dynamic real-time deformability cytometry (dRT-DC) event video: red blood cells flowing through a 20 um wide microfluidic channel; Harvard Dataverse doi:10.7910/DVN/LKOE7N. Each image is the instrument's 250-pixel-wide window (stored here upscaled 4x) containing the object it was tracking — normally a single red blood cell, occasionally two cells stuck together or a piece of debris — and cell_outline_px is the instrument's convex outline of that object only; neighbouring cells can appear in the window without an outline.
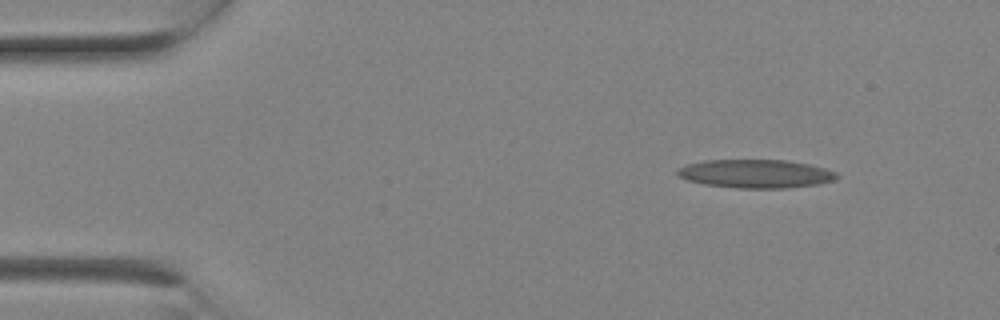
{"species": "Egyptian fruit bat (a non-hibernating species)", "species_latin": "Rousettus aegyptiacus", "temperature_condition": "room temperature", "stored_images_in_passage": 2, "camera_frame_rate_fps": 3000, "um_per_image_px": 0.085, "animal": {"sex": "female"}, "frame": {"image": 1, "passage_image": 1, "time_ms": 0.0, "image_size_px": [1000, 320], "cell_outline_px": [[840, 176], [836, 180], [820, 184], [788, 188], [736, 188], [704, 184], [688, 180], [680, 176], [676, 172], [676, 168], [688, 164], [704, 160], [788, 160], [808, 164], [824, 168], [836, 172]], "centroid_in_image_um": [64.27, 14.77], "position_along_channel_um": 20.7, "area_um2": 26.59}}